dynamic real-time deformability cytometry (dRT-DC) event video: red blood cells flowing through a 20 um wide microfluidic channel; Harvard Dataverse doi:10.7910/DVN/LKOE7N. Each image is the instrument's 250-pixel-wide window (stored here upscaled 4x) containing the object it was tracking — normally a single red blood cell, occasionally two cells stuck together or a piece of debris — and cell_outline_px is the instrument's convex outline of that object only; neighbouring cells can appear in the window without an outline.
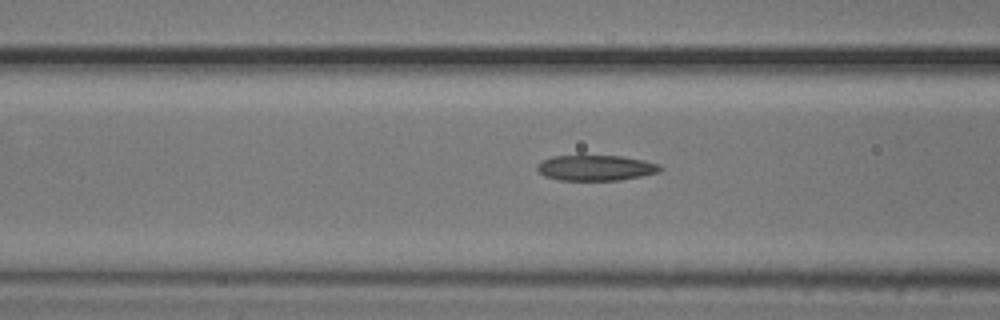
{"species": "common noctule bat (a hibernating species)", "species_latin": "Nyctalus noctula", "temperature_condition": "cold", "stored_images_in_passage": 20, "camera_frame_rate_fps": 3000, "um_per_image_px": 0.085, "animal": {"sex": "male", "body_mass_g": 20.5, "forearm_length_mm": 52.5}, "frame": {"image": 1, "passage_image": 17, "time_ms": 5.333, "image_size_px": [1000, 320], "cell_outline_px": [[664, 168], [660, 172], [620, 180], [560, 180], [544, 176], [536, 168], [536, 164], [552, 156], [624, 156], [644, 160], [660, 164]], "centroid_in_image_um": [50.67, 14.26], "position_along_channel_um": 115.9, "area_um2": 18.32}}